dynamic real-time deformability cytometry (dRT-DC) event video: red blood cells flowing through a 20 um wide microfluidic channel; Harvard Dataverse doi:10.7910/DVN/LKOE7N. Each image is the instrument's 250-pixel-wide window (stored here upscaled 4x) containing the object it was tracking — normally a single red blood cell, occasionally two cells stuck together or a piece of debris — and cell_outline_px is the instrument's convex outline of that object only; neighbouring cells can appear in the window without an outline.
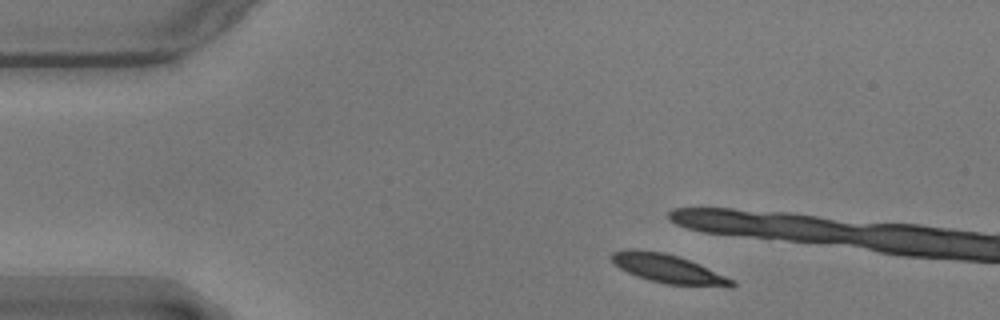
{"species": "common noctule bat (a hibernating species)", "species_latin": "Nyctalus noctula", "temperature_condition": "warm", "stored_images_in_passage": 6, "camera_frame_rate_fps": 3000, "um_per_image_px": 0.085, "animal": {"sex": "male", "body_mass_g": 17.9}, "frame": {"image": 1, "passage_image": 1, "time_ms": 0.0, "image_size_px": [1000, 320], "cell_outline_px": [[736, 284], [732, 288], [728, 288], [664, 284], [648, 280], [636, 276], [612, 264], [612, 252], [628, 248], [632, 248], [664, 252], [688, 260], [736, 280]], "centroid_in_image_um": [56.82, 22.87], "position_along_channel_um": 28.2, "area_um2": 20.46}}